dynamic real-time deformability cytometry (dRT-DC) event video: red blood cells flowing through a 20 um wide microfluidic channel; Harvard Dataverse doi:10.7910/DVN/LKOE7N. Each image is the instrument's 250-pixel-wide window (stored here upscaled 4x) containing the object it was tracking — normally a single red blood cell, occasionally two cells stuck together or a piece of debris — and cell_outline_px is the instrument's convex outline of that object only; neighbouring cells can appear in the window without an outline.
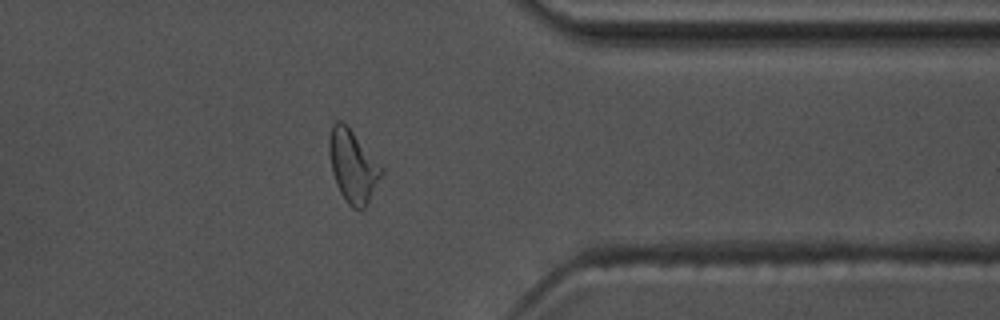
{"species": "common noctule bat (a hibernating species)", "species_latin": "Nyctalus noctula", "temperature_condition": "warm", "stored_images_in_passage": 41, "camera_frame_rate_fps": 3000, "um_per_image_px": 0.085, "animal": {"sex": "male", "body_mass_g": 17.5, "forearm_length_mm": 52.3}, "frame": {"image": 1, "passage_image": 30, "time_ms": 9.667, "image_size_px": [1000, 320], "cell_outline_px": [[384, 172], [364, 208], [352, 208], [348, 204], [340, 192], [336, 184], [332, 172], [328, 152], [328, 140], [332, 124], [336, 120], [344, 120], [384, 168]], "centroid_in_image_um": [29.98, 14.05], "position_along_channel_um": 381.4, "area_um2": 22.25}, "authors_computed_cell_mechanics": {"area_um2": 20.1144, "velocity_mm_per_s": 3.6398, "shape_relaxation_time_tau1_ms": null, "shape_relaxation_time_tau2_ms": 0.9457, "deformation_change_tau1": null, "deformation_change_tau2": 0.076}}